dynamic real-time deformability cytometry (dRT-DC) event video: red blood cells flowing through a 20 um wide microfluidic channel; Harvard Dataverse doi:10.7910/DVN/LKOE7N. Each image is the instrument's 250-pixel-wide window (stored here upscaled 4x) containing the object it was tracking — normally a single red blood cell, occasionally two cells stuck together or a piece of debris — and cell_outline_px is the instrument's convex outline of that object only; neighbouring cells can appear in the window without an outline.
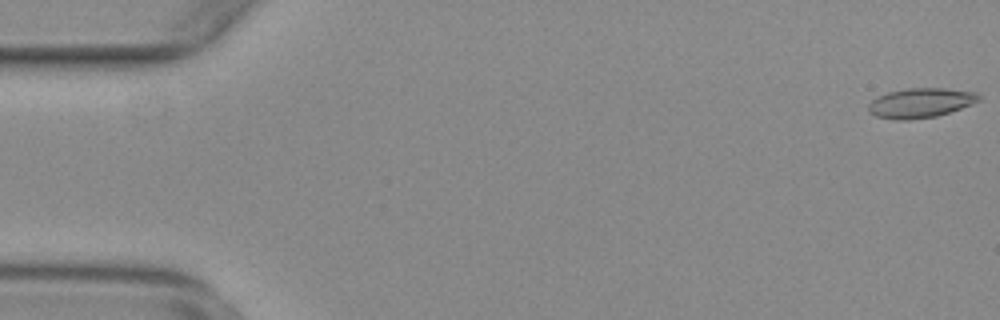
{"species": "common noctule bat (a hibernating species)", "species_latin": "Nyctalus noctula", "temperature_condition": "warm", "stored_images_in_passage": 10, "camera_frame_rate_fps": 3000, "um_per_image_px": 0.085, "animal": {"sex": "female", "body_mass_g": 29.2, "forearm_length_mm": 56.3}, "frame": {"image": 1, "passage_image": 1, "time_ms": 0.0, "image_size_px": [1000, 320], "cell_outline_px": [[980, 100], [972, 104], [936, 116], [908, 120], [896, 120], [876, 116], [868, 112], [868, 104], [872, 100], [888, 92], [908, 88], [944, 88], [976, 92], [980, 96]], "centroid_in_image_um": [78.23, 8.74], "position_along_channel_um": 6.8, "area_um2": 18.96}}